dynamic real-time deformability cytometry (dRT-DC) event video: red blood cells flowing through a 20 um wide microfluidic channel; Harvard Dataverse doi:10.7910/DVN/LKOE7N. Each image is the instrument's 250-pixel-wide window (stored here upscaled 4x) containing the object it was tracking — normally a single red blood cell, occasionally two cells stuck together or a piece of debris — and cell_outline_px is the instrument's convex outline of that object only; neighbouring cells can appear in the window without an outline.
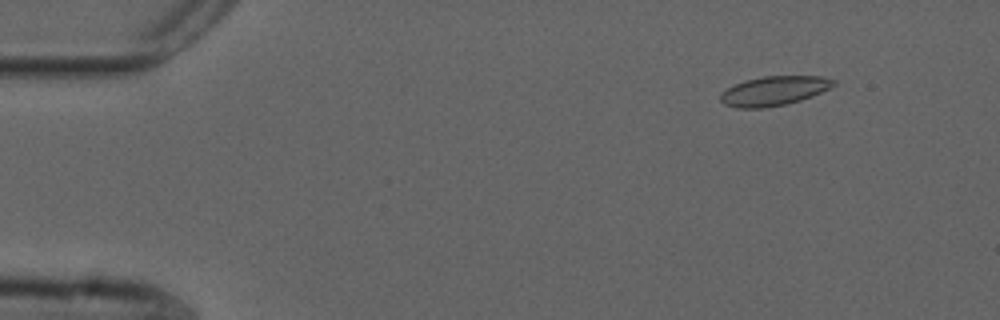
{"species": "common noctule bat (a hibernating species)", "species_latin": "Nyctalus noctula", "temperature_condition": "cold", "stored_images_in_passage": 55, "camera_frame_rate_fps": 3000, "um_per_image_px": 0.085, "animal": {"sex": "male", "forearm_length_mm": 52.5}, "frame": {"image": 1, "passage_image": 6, "time_ms": 1.667, "image_size_px": [1000, 320], "cell_outline_px": [[836, 84], [812, 96], [800, 100], [784, 104], [764, 108], [736, 108], [724, 104], [720, 100], [720, 96], [728, 88], [744, 80], [764, 76], [820, 76], [836, 80]], "centroid_in_image_um": [65.78, 7.72], "position_along_channel_um": 19.2, "area_um2": 19.13}}
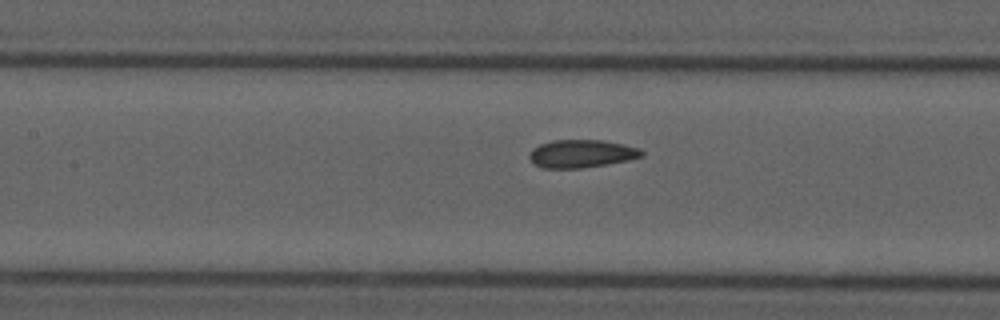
{"frame": {"image": 2, "passage_image": 25, "time_ms": 8.0, "image_size_px": [1000, 320], "cell_outline_px": [[644, 156], [628, 160], [608, 164], [580, 168], [540, 168], [528, 156], [532, 148], [540, 144], [552, 140], [604, 140], [624, 144], [640, 148], [644, 152]], "centroid_in_image_um": [49.45, 13.05], "position_along_channel_um": 157.9, "area_um2": 18.38}}
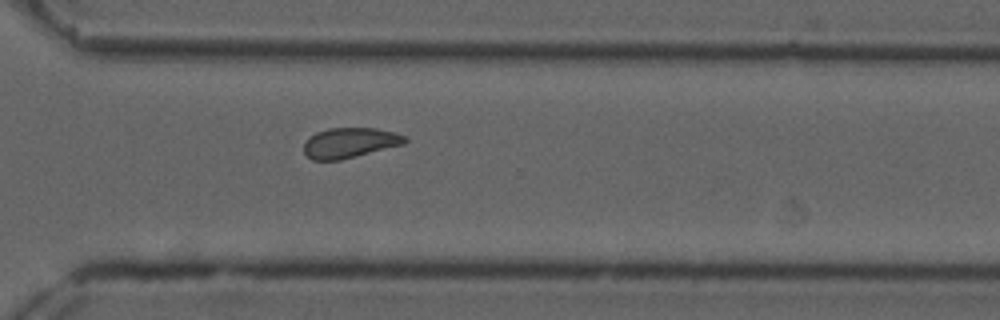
{"frame": {"image": 3, "passage_image": 40, "time_ms": 13.0, "image_size_px": [1000, 320], "cell_outline_px": [[408, 140], [404, 144], [340, 160], [312, 160], [304, 152], [304, 144], [308, 136], [316, 132], [328, 128], [376, 128], [392, 132], [404, 136]], "centroid_in_image_um": [29.69, 12.13], "position_along_channel_um": 340.9, "area_um2": 17.69}, "authors_computed_cell_mechanics": {"area_um2": 18.5538, "velocity_mm_per_s": 3.6634, "shape_relaxation_time_tau1_ms": null, "shape_relaxation_time_tau2_ms": 1.7642, "deformation_change_tau1": null, "deformation_change_tau2": 0.0364}}